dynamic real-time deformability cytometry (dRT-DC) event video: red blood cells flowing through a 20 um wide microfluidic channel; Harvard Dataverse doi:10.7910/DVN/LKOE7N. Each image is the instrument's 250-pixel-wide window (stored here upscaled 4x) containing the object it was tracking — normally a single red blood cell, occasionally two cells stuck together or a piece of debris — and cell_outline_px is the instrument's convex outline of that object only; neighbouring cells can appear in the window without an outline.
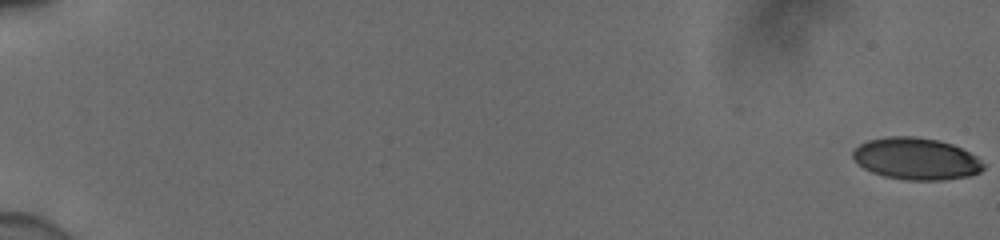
{"species": "human", "species_latin": "Homo sapiens", "temperature_condition": "cold", "stored_images_in_passage": 56, "camera_frame_rate_fps": 3000, "um_per_image_px": 0.085, "donor": {"sex": "male"}, "frame": {"image": 1, "passage_image": 1, "time_ms": 0.0, "image_size_px": [1000, 240], "cell_outline_px": [[984, 168], [980, 172], [968, 176], [940, 180], [908, 180], [884, 176], [872, 172], [864, 168], [852, 156], [852, 152], [860, 144], [868, 140], [888, 136], [916, 136], [936, 140], [952, 144], [976, 156], [984, 164]], "centroid_in_image_um": [77.87, 13.49], "position_along_channel_um": 7.1, "area_um2": 31.62}}
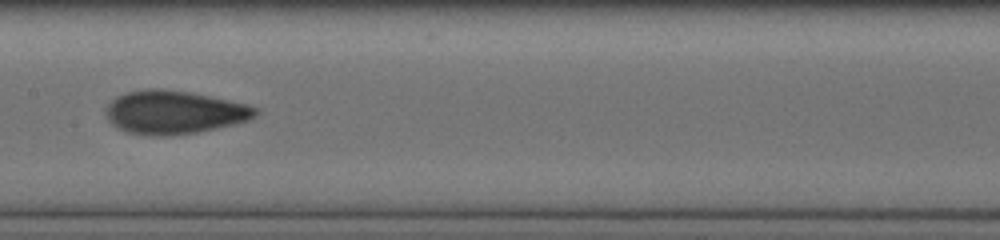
{"frame": {"image": 2, "passage_image": 32, "time_ms": 10.333, "image_size_px": [1000, 240], "cell_outline_px": [[260, 112], [256, 116], [248, 120], [236, 124], [196, 132], [168, 136], [152, 136], [128, 132], [116, 128], [104, 116], [104, 112], [108, 104], [116, 96], [128, 92], [148, 88], [152, 88], [188, 92], [248, 104], [260, 108]], "centroid_in_image_um": [14.8, 9.55], "position_along_channel_um": 192.6, "area_um2": 37.92}}
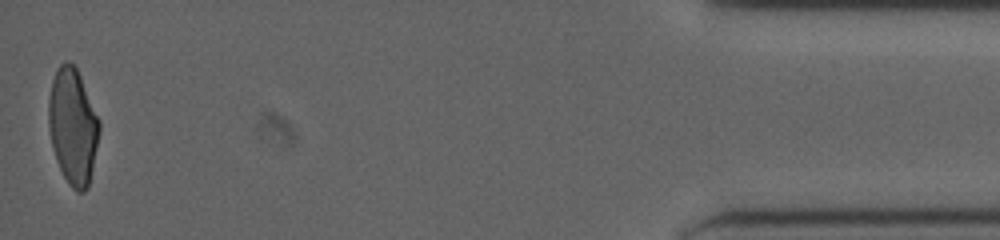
{"frame": {"image": 3, "passage_image": 56, "time_ms": 18.333, "image_size_px": [1000, 240], "cell_outline_px": [[100, 128], [88, 188], [84, 192], [76, 192], [68, 184], [56, 160], [52, 148], [48, 124], [48, 100], [52, 80], [60, 64], [68, 60], [76, 68], [80, 76], [100, 120]], "centroid_in_image_um": [6.18, 10.75], "position_along_channel_um": 429.0, "area_um2": 34.16}, "authors_computed_cell_mechanics": {"area_um2": 34.8245, "velocity_mm_per_s": 3.9192, "shape_relaxation_time_tau1_ms": 7.1794, "shape_relaxation_time_tau2_ms": 1.3182, "deformation_change_tau1": 0.1939, "deformation_change_tau2": 0.0723}}